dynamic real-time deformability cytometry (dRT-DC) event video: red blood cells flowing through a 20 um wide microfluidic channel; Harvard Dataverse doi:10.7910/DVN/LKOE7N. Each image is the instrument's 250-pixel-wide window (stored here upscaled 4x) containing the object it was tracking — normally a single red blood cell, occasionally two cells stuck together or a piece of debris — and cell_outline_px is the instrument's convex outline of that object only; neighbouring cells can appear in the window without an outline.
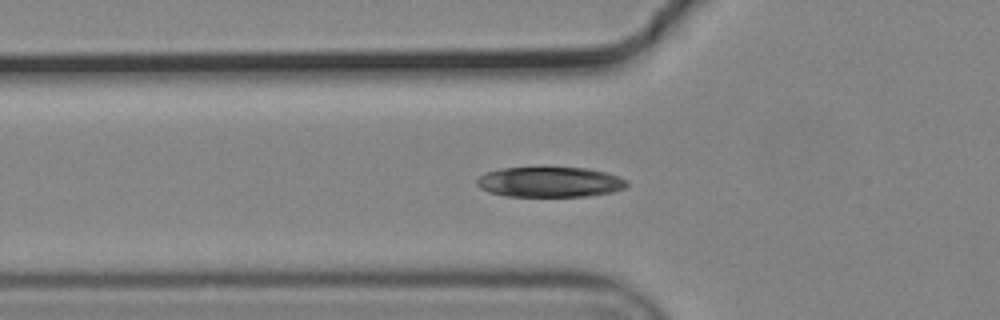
{"species": "common noctule bat (a hibernating species)", "species_latin": "Nyctalus noctula", "temperature_condition": "cold", "stored_images_in_passage": 45, "camera_frame_rate_fps": 3000, "um_per_image_px": 0.085, "animal": {"sex": "male", "body_mass_g": 19.2, "forearm_length_mm": 51.8}, "frame": {"image": 1, "passage_image": 12, "time_ms": 3.667, "image_size_px": [1000, 320], "cell_outline_px": [[628, 184], [624, 188], [612, 192], [588, 196], [504, 196], [488, 192], [480, 188], [476, 184], [476, 180], [484, 172], [500, 168], [588, 168], [604, 172], [628, 180]], "centroid_in_image_um": [46.7, 15.48], "position_along_channel_um": 79.1, "area_um2": 26.41}}
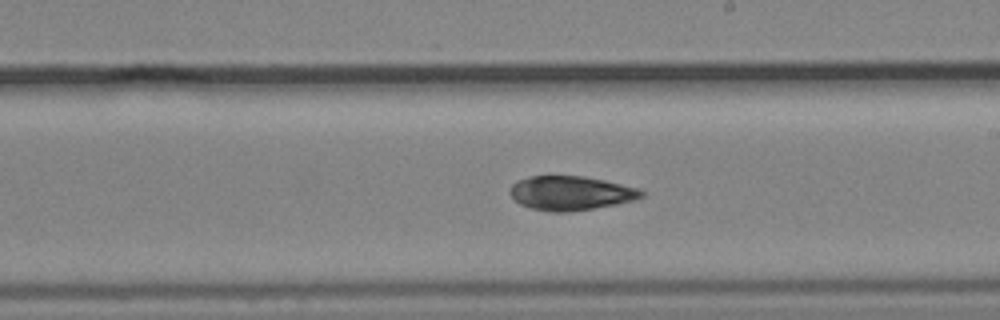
{"frame": {"image": 2, "passage_image": 25, "time_ms": 8.0, "image_size_px": [1000, 320], "cell_outline_px": [[644, 196], [632, 200], [616, 204], [568, 212], [548, 212], [532, 208], [520, 204], [508, 192], [512, 184], [516, 180], [532, 176], [584, 176], [604, 180], [640, 188], [644, 192]], "centroid_in_image_um": [48.5, 16.41], "position_along_channel_um": 240.5, "area_um2": 26.13}}
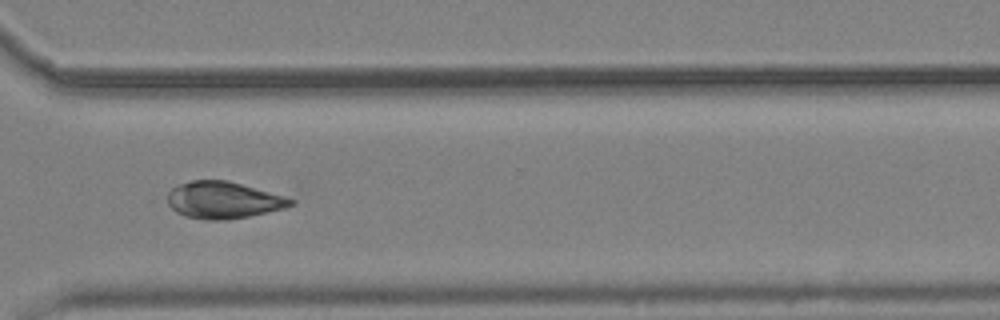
{"frame": {"image": 3, "passage_image": 34, "time_ms": 11.0, "image_size_px": [1000, 320], "cell_outline_px": [[296, 204], [284, 208], [248, 216], [228, 220], [208, 220], [184, 216], [176, 212], [168, 204], [168, 192], [172, 188], [180, 184], [192, 180], [228, 180], [284, 196], [296, 200]], "centroid_in_image_um": [18.98, 17.01], "position_along_channel_um": 351.6, "area_um2": 26.41}, "authors_computed_cell_mechanics": {"area_um2": 25.9522, "velocity_mm_per_s": 3.7085, "shape_relaxation_time_tau1_ms": 6.8789, "shape_relaxation_time_tau2_ms": 2.3945, "deformation_change_tau1": 0.1678, "deformation_change_tau2": 0.0762}}